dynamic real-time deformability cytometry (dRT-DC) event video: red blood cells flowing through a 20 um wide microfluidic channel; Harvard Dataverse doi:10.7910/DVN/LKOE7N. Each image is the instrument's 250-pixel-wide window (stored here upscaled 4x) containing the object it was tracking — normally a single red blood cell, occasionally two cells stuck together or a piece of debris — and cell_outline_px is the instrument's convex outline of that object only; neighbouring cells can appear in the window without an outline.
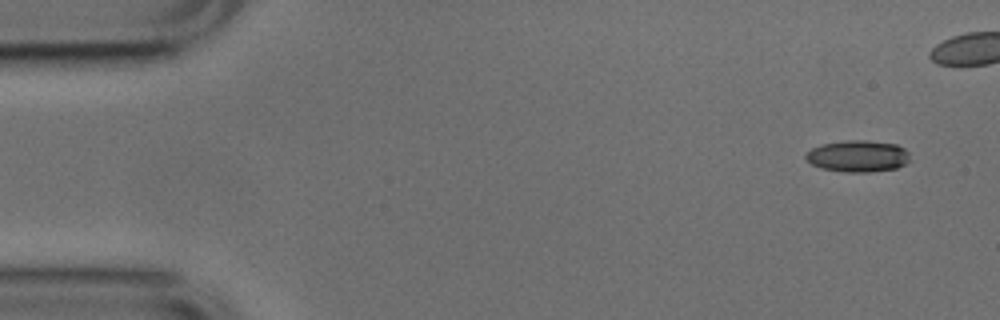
{"species": "common noctule bat (a hibernating species)", "species_latin": "Nyctalus noctula", "temperature_condition": "cold", "stored_images_in_passage": 5, "camera_frame_rate_fps": 3000, "um_per_image_px": 0.085, "animal": {"sex": "male", "body_mass_g": 17.9, "forearm_length_mm": 54.2}, "frame": {"image": 1, "passage_image": 1, "time_ms": 0.0, "image_size_px": [1000, 320], "cell_outline_px": [[908, 160], [904, 164], [896, 168], [872, 172], [848, 172], [820, 168], [812, 164], [804, 156], [812, 148], [820, 144], [848, 140], [864, 140], [896, 144], [904, 148], [908, 152]], "centroid_in_image_um": [72.9, 13.27], "position_along_channel_um": 12.1, "area_um2": 19.07}}
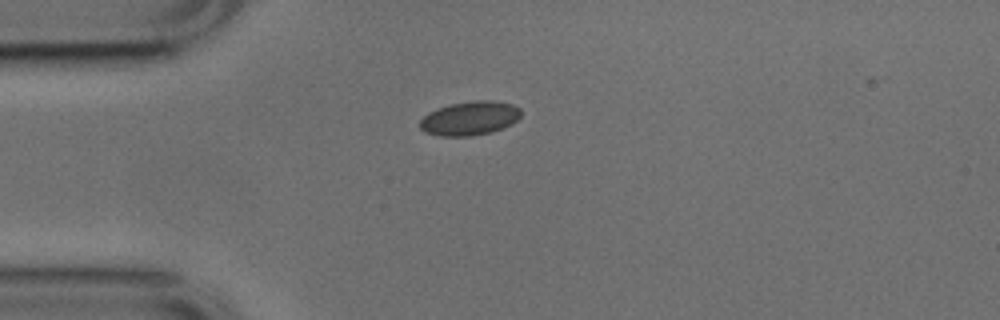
{"frame": {"image": 2, "passage_image": 5, "time_ms": 1.333, "image_size_px": [1000, 320], "cell_outline_px": [[520, 116], [512, 124], [504, 128], [492, 132], [472, 136], [440, 136], [424, 132], [420, 128], [420, 120], [428, 112], [436, 108], [452, 104], [476, 100], [492, 100], [512, 104], [520, 108]], "centroid_in_image_um": [39.93, 10.06], "position_along_channel_um": 45.1, "area_um2": 20.11}}